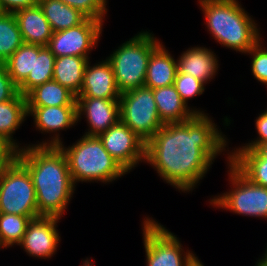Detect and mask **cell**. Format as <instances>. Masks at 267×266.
Returning a JSON list of instances; mask_svg holds the SVG:
<instances>
[{
	"instance_id": "25",
	"label": "cell",
	"mask_w": 267,
	"mask_h": 266,
	"mask_svg": "<svg viewBox=\"0 0 267 266\" xmlns=\"http://www.w3.org/2000/svg\"><path fill=\"white\" fill-rule=\"evenodd\" d=\"M55 58L47 46L34 45L33 72H30L27 79L18 87V92L26 96L35 87L52 80Z\"/></svg>"
},
{
	"instance_id": "34",
	"label": "cell",
	"mask_w": 267,
	"mask_h": 266,
	"mask_svg": "<svg viewBox=\"0 0 267 266\" xmlns=\"http://www.w3.org/2000/svg\"><path fill=\"white\" fill-rule=\"evenodd\" d=\"M17 150L0 136V171L7 167L15 158Z\"/></svg>"
},
{
	"instance_id": "21",
	"label": "cell",
	"mask_w": 267,
	"mask_h": 266,
	"mask_svg": "<svg viewBox=\"0 0 267 266\" xmlns=\"http://www.w3.org/2000/svg\"><path fill=\"white\" fill-rule=\"evenodd\" d=\"M26 100L27 107L77 106V96L53 79L32 89Z\"/></svg>"
},
{
	"instance_id": "37",
	"label": "cell",
	"mask_w": 267,
	"mask_h": 266,
	"mask_svg": "<svg viewBox=\"0 0 267 266\" xmlns=\"http://www.w3.org/2000/svg\"><path fill=\"white\" fill-rule=\"evenodd\" d=\"M257 261L255 266H267V263L262 258H259Z\"/></svg>"
},
{
	"instance_id": "7",
	"label": "cell",
	"mask_w": 267,
	"mask_h": 266,
	"mask_svg": "<svg viewBox=\"0 0 267 266\" xmlns=\"http://www.w3.org/2000/svg\"><path fill=\"white\" fill-rule=\"evenodd\" d=\"M142 236L146 266H196L200 259L183 249L179 238L152 217L144 218Z\"/></svg>"
},
{
	"instance_id": "33",
	"label": "cell",
	"mask_w": 267,
	"mask_h": 266,
	"mask_svg": "<svg viewBox=\"0 0 267 266\" xmlns=\"http://www.w3.org/2000/svg\"><path fill=\"white\" fill-rule=\"evenodd\" d=\"M256 132L258 137L251 140L249 143H245L244 146H240L234 149H257L261 144L267 142V111L260 113L255 120Z\"/></svg>"
},
{
	"instance_id": "18",
	"label": "cell",
	"mask_w": 267,
	"mask_h": 266,
	"mask_svg": "<svg viewBox=\"0 0 267 266\" xmlns=\"http://www.w3.org/2000/svg\"><path fill=\"white\" fill-rule=\"evenodd\" d=\"M14 16L25 44L48 46L53 31L39 4L19 10Z\"/></svg>"
},
{
	"instance_id": "20",
	"label": "cell",
	"mask_w": 267,
	"mask_h": 266,
	"mask_svg": "<svg viewBox=\"0 0 267 266\" xmlns=\"http://www.w3.org/2000/svg\"><path fill=\"white\" fill-rule=\"evenodd\" d=\"M26 96L18 93L12 100L0 103V136L7 140L17 151L25 146H20L13 138V134L27 119Z\"/></svg>"
},
{
	"instance_id": "19",
	"label": "cell",
	"mask_w": 267,
	"mask_h": 266,
	"mask_svg": "<svg viewBox=\"0 0 267 266\" xmlns=\"http://www.w3.org/2000/svg\"><path fill=\"white\" fill-rule=\"evenodd\" d=\"M173 57L162 42L151 52L145 77V87L155 89L174 84L178 70L177 60Z\"/></svg>"
},
{
	"instance_id": "4",
	"label": "cell",
	"mask_w": 267,
	"mask_h": 266,
	"mask_svg": "<svg viewBox=\"0 0 267 266\" xmlns=\"http://www.w3.org/2000/svg\"><path fill=\"white\" fill-rule=\"evenodd\" d=\"M68 161L74 185L79 182L112 183L128 172L107 152L98 136L83 135L73 145H59Z\"/></svg>"
},
{
	"instance_id": "35",
	"label": "cell",
	"mask_w": 267,
	"mask_h": 266,
	"mask_svg": "<svg viewBox=\"0 0 267 266\" xmlns=\"http://www.w3.org/2000/svg\"><path fill=\"white\" fill-rule=\"evenodd\" d=\"M38 0H0V5L6 13H16L19 10L34 7Z\"/></svg>"
},
{
	"instance_id": "12",
	"label": "cell",
	"mask_w": 267,
	"mask_h": 266,
	"mask_svg": "<svg viewBox=\"0 0 267 266\" xmlns=\"http://www.w3.org/2000/svg\"><path fill=\"white\" fill-rule=\"evenodd\" d=\"M61 218L40 216L27 225L26 232L18 246L22 247L28 256L49 259L57 252L61 237L57 223Z\"/></svg>"
},
{
	"instance_id": "2",
	"label": "cell",
	"mask_w": 267,
	"mask_h": 266,
	"mask_svg": "<svg viewBox=\"0 0 267 266\" xmlns=\"http://www.w3.org/2000/svg\"><path fill=\"white\" fill-rule=\"evenodd\" d=\"M25 145L17 151L16 159L31 176L38 214L62 218L76 187L65 153L59 146Z\"/></svg>"
},
{
	"instance_id": "9",
	"label": "cell",
	"mask_w": 267,
	"mask_h": 266,
	"mask_svg": "<svg viewBox=\"0 0 267 266\" xmlns=\"http://www.w3.org/2000/svg\"><path fill=\"white\" fill-rule=\"evenodd\" d=\"M120 121L146 143L164 125L157 112L153 90L142 86L121 94Z\"/></svg>"
},
{
	"instance_id": "10",
	"label": "cell",
	"mask_w": 267,
	"mask_h": 266,
	"mask_svg": "<svg viewBox=\"0 0 267 266\" xmlns=\"http://www.w3.org/2000/svg\"><path fill=\"white\" fill-rule=\"evenodd\" d=\"M103 25L101 21L87 18L78 26L54 32L47 47L56 58L78 56L90 60L89 54L98 45Z\"/></svg>"
},
{
	"instance_id": "13",
	"label": "cell",
	"mask_w": 267,
	"mask_h": 266,
	"mask_svg": "<svg viewBox=\"0 0 267 266\" xmlns=\"http://www.w3.org/2000/svg\"><path fill=\"white\" fill-rule=\"evenodd\" d=\"M27 112L28 116L33 117L36 130L38 129L42 134L54 135H49L51 140L47 139L33 146H59L63 143L59 132L78 123L77 106L27 107Z\"/></svg>"
},
{
	"instance_id": "17",
	"label": "cell",
	"mask_w": 267,
	"mask_h": 266,
	"mask_svg": "<svg viewBox=\"0 0 267 266\" xmlns=\"http://www.w3.org/2000/svg\"><path fill=\"white\" fill-rule=\"evenodd\" d=\"M157 112L164 123H182L190 120L195 114H208L204 111L190 108L181 99L174 85L152 89Z\"/></svg>"
},
{
	"instance_id": "11",
	"label": "cell",
	"mask_w": 267,
	"mask_h": 266,
	"mask_svg": "<svg viewBox=\"0 0 267 266\" xmlns=\"http://www.w3.org/2000/svg\"><path fill=\"white\" fill-rule=\"evenodd\" d=\"M98 137L107 152L128 173L139 163L145 162L146 142L121 121Z\"/></svg>"
},
{
	"instance_id": "36",
	"label": "cell",
	"mask_w": 267,
	"mask_h": 266,
	"mask_svg": "<svg viewBox=\"0 0 267 266\" xmlns=\"http://www.w3.org/2000/svg\"><path fill=\"white\" fill-rule=\"evenodd\" d=\"M257 150L264 156L267 158V142L261 144Z\"/></svg>"
},
{
	"instance_id": "8",
	"label": "cell",
	"mask_w": 267,
	"mask_h": 266,
	"mask_svg": "<svg viewBox=\"0 0 267 266\" xmlns=\"http://www.w3.org/2000/svg\"><path fill=\"white\" fill-rule=\"evenodd\" d=\"M0 213L40 217L31 176L16 158L0 171Z\"/></svg>"
},
{
	"instance_id": "38",
	"label": "cell",
	"mask_w": 267,
	"mask_h": 266,
	"mask_svg": "<svg viewBox=\"0 0 267 266\" xmlns=\"http://www.w3.org/2000/svg\"><path fill=\"white\" fill-rule=\"evenodd\" d=\"M261 258L267 263V248L265 249V252Z\"/></svg>"
},
{
	"instance_id": "28",
	"label": "cell",
	"mask_w": 267,
	"mask_h": 266,
	"mask_svg": "<svg viewBox=\"0 0 267 266\" xmlns=\"http://www.w3.org/2000/svg\"><path fill=\"white\" fill-rule=\"evenodd\" d=\"M37 217L0 213V249L19 245L27 225Z\"/></svg>"
},
{
	"instance_id": "6",
	"label": "cell",
	"mask_w": 267,
	"mask_h": 266,
	"mask_svg": "<svg viewBox=\"0 0 267 266\" xmlns=\"http://www.w3.org/2000/svg\"><path fill=\"white\" fill-rule=\"evenodd\" d=\"M227 155L231 190L212 197L210 206L242 216L267 219V188L252 183L230 162V151Z\"/></svg>"
},
{
	"instance_id": "15",
	"label": "cell",
	"mask_w": 267,
	"mask_h": 266,
	"mask_svg": "<svg viewBox=\"0 0 267 266\" xmlns=\"http://www.w3.org/2000/svg\"><path fill=\"white\" fill-rule=\"evenodd\" d=\"M119 92L111 63L105 59L91 65L87 62L83 84L77 97H94L102 99H119Z\"/></svg>"
},
{
	"instance_id": "5",
	"label": "cell",
	"mask_w": 267,
	"mask_h": 266,
	"mask_svg": "<svg viewBox=\"0 0 267 266\" xmlns=\"http://www.w3.org/2000/svg\"><path fill=\"white\" fill-rule=\"evenodd\" d=\"M160 43L150 30L140 31L106 57L112 65L116 86L121 94L145 85L151 52Z\"/></svg>"
},
{
	"instance_id": "29",
	"label": "cell",
	"mask_w": 267,
	"mask_h": 266,
	"mask_svg": "<svg viewBox=\"0 0 267 266\" xmlns=\"http://www.w3.org/2000/svg\"><path fill=\"white\" fill-rule=\"evenodd\" d=\"M182 101L188 106V100L200 96L205 91V84L194 78L191 74H183L177 71L174 84Z\"/></svg>"
},
{
	"instance_id": "26",
	"label": "cell",
	"mask_w": 267,
	"mask_h": 266,
	"mask_svg": "<svg viewBox=\"0 0 267 266\" xmlns=\"http://www.w3.org/2000/svg\"><path fill=\"white\" fill-rule=\"evenodd\" d=\"M17 20L12 13L0 15V62H6L23 44Z\"/></svg>"
},
{
	"instance_id": "3",
	"label": "cell",
	"mask_w": 267,
	"mask_h": 266,
	"mask_svg": "<svg viewBox=\"0 0 267 266\" xmlns=\"http://www.w3.org/2000/svg\"><path fill=\"white\" fill-rule=\"evenodd\" d=\"M207 31L221 46L247 53L260 39L261 31L238 0H198Z\"/></svg>"
},
{
	"instance_id": "31",
	"label": "cell",
	"mask_w": 267,
	"mask_h": 266,
	"mask_svg": "<svg viewBox=\"0 0 267 266\" xmlns=\"http://www.w3.org/2000/svg\"><path fill=\"white\" fill-rule=\"evenodd\" d=\"M72 8H76L87 18L104 22L108 13L107 0H60Z\"/></svg>"
},
{
	"instance_id": "14",
	"label": "cell",
	"mask_w": 267,
	"mask_h": 266,
	"mask_svg": "<svg viewBox=\"0 0 267 266\" xmlns=\"http://www.w3.org/2000/svg\"><path fill=\"white\" fill-rule=\"evenodd\" d=\"M77 122L82 115L88 123L87 136H99L120 121L119 99L77 97Z\"/></svg>"
},
{
	"instance_id": "32",
	"label": "cell",
	"mask_w": 267,
	"mask_h": 266,
	"mask_svg": "<svg viewBox=\"0 0 267 266\" xmlns=\"http://www.w3.org/2000/svg\"><path fill=\"white\" fill-rule=\"evenodd\" d=\"M18 93V87L9 76L5 62H0V103L12 100Z\"/></svg>"
},
{
	"instance_id": "27",
	"label": "cell",
	"mask_w": 267,
	"mask_h": 266,
	"mask_svg": "<svg viewBox=\"0 0 267 266\" xmlns=\"http://www.w3.org/2000/svg\"><path fill=\"white\" fill-rule=\"evenodd\" d=\"M9 76L19 87L33 72L34 45L23 43L5 62Z\"/></svg>"
},
{
	"instance_id": "39",
	"label": "cell",
	"mask_w": 267,
	"mask_h": 266,
	"mask_svg": "<svg viewBox=\"0 0 267 266\" xmlns=\"http://www.w3.org/2000/svg\"><path fill=\"white\" fill-rule=\"evenodd\" d=\"M3 13H4V11H3V9H2V7L0 5V15L3 14Z\"/></svg>"
},
{
	"instance_id": "1",
	"label": "cell",
	"mask_w": 267,
	"mask_h": 266,
	"mask_svg": "<svg viewBox=\"0 0 267 266\" xmlns=\"http://www.w3.org/2000/svg\"><path fill=\"white\" fill-rule=\"evenodd\" d=\"M208 115L164 124L146 143L145 163L179 192L193 191L218 155L227 152L226 135Z\"/></svg>"
},
{
	"instance_id": "23",
	"label": "cell",
	"mask_w": 267,
	"mask_h": 266,
	"mask_svg": "<svg viewBox=\"0 0 267 266\" xmlns=\"http://www.w3.org/2000/svg\"><path fill=\"white\" fill-rule=\"evenodd\" d=\"M88 61L87 58L78 56L55 58L53 80L78 96L83 84L84 70Z\"/></svg>"
},
{
	"instance_id": "16",
	"label": "cell",
	"mask_w": 267,
	"mask_h": 266,
	"mask_svg": "<svg viewBox=\"0 0 267 266\" xmlns=\"http://www.w3.org/2000/svg\"><path fill=\"white\" fill-rule=\"evenodd\" d=\"M219 60L210 48L195 46L186 49L177 58L179 73L191 74L205 85L218 73Z\"/></svg>"
},
{
	"instance_id": "30",
	"label": "cell",
	"mask_w": 267,
	"mask_h": 266,
	"mask_svg": "<svg viewBox=\"0 0 267 266\" xmlns=\"http://www.w3.org/2000/svg\"><path fill=\"white\" fill-rule=\"evenodd\" d=\"M261 39L247 52L251 60V72L258 82L267 85V48ZM267 87V86H266Z\"/></svg>"
},
{
	"instance_id": "24",
	"label": "cell",
	"mask_w": 267,
	"mask_h": 266,
	"mask_svg": "<svg viewBox=\"0 0 267 266\" xmlns=\"http://www.w3.org/2000/svg\"><path fill=\"white\" fill-rule=\"evenodd\" d=\"M38 4L53 33L78 26L87 19L76 8H72L60 0H38Z\"/></svg>"
},
{
	"instance_id": "22",
	"label": "cell",
	"mask_w": 267,
	"mask_h": 266,
	"mask_svg": "<svg viewBox=\"0 0 267 266\" xmlns=\"http://www.w3.org/2000/svg\"><path fill=\"white\" fill-rule=\"evenodd\" d=\"M233 150L230 162L252 183L267 188V158L257 149Z\"/></svg>"
}]
</instances>
